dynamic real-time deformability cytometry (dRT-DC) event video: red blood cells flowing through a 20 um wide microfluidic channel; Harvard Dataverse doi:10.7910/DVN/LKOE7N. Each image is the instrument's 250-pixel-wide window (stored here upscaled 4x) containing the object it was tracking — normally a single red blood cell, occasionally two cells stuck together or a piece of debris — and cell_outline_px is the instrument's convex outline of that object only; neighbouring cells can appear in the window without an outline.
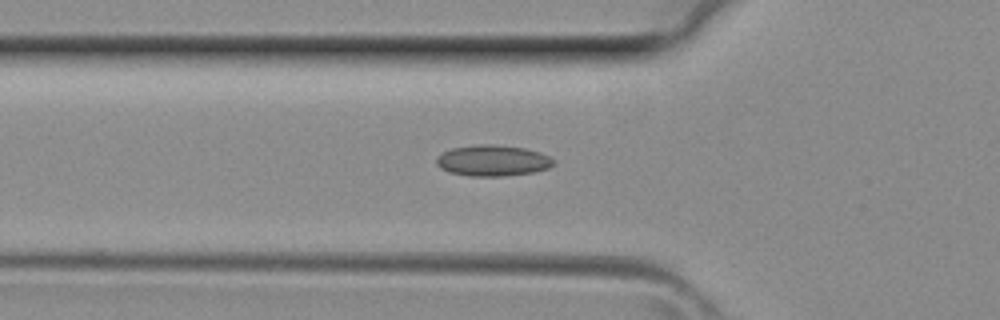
{"species": "common noctule bat (a hibernating species)", "species_latin": "Nyctalus noctula", "temperature_condition": "room temperature", "stored_images_in_passage": 41, "camera_frame_rate_fps": 3000, "um_per_image_px": 0.085, "animal": {"sex": "female", "body_mass_g": 29.2, "forearm_length_mm": 56.3}, "frame": {"image": 1, "passage_image": 14, "time_ms": 4.333, "image_size_px": [1000, 320], "cell_outline_px": [[556, 160], [548, 168], [536, 172], [504, 176], [468, 176], [448, 172], [440, 168], [436, 164], [436, 156], [452, 148], [476, 144], [492, 144], [524, 148], [540, 152]], "centroid_in_image_um": [41.86, 13.65], "position_along_channel_um": 83.9, "area_um2": 21.33}}
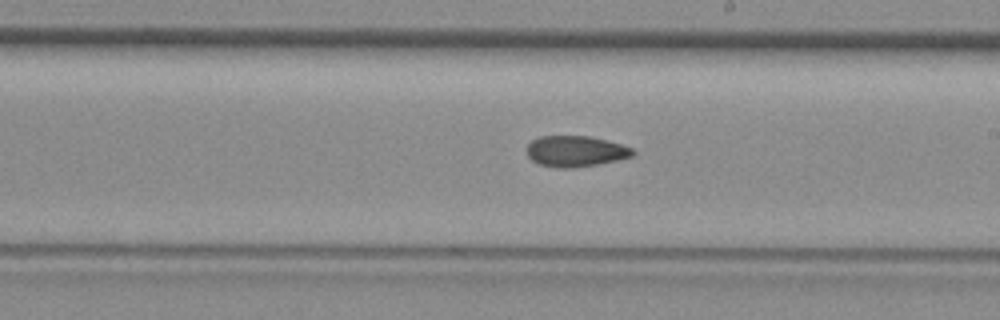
{"frame": {"image": 2, "passage_image": 23, "time_ms": 7.333, "image_size_px": [1000, 320], "cell_outline_px": [[636, 152], [632, 156], [616, 160], [596, 164], [572, 168], [560, 168], [540, 164], [532, 160], [528, 156], [528, 144], [532, 140], [540, 136], [588, 136], [620, 144], [632, 148]], "centroid_in_image_um": [48.91, 12.85], "position_along_channel_um": 240.1, "area_um2": 18.79}}
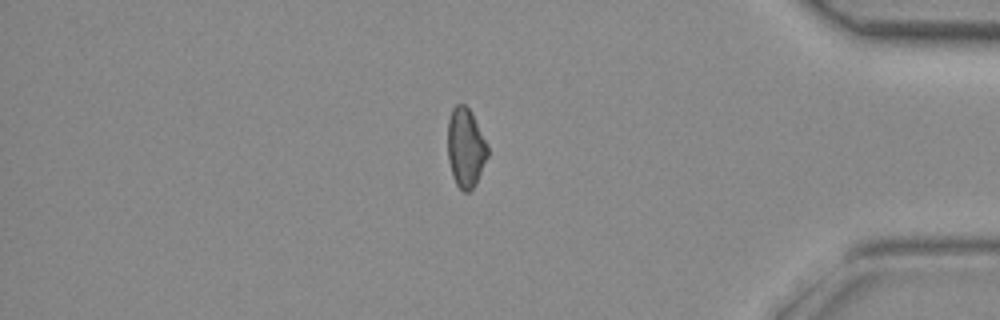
{"frame": {"image": 3, "passage_image": 34, "time_ms": 11.0, "image_size_px": [1000, 320], "cell_outline_px": [[488, 156], [472, 188], [468, 192], [464, 192], [456, 184], [452, 176], [448, 160], [448, 120], [452, 108], [456, 104], [464, 104], [472, 112], [488, 144]], "centroid_in_image_um": [39.57, 12.52], "position_along_channel_um": 395.6, "area_um2": 18.44}}